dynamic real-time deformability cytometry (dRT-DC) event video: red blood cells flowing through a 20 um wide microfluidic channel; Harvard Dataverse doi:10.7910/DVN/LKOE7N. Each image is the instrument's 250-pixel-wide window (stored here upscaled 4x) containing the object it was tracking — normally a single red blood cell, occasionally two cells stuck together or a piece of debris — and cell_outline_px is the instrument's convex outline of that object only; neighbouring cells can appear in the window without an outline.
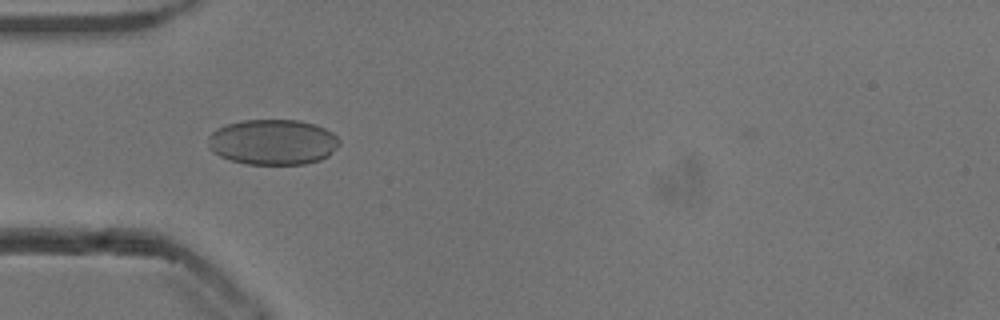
{"species": "common noctule bat (a hibernating species)", "species_latin": "Nyctalus noctula", "temperature_condition": "cold", "stored_images_in_passage": 43, "camera_frame_rate_fps": 3000, "um_per_image_px": 0.085, "animal": {"sex": "male", "body_mass_g": 13.3}, "frame": {"image": 1, "passage_image": 15, "time_ms": 4.667, "image_size_px": [1000, 320], "cell_outline_px": [[340, 144], [328, 156], [320, 160], [304, 164], [248, 164], [232, 160], [220, 156], [212, 152], [208, 148], [208, 136], [216, 128], [224, 124], [240, 120], [300, 120], [316, 124], [332, 132], [340, 140]], "centroid_in_image_um": [23.17, 12.06], "position_along_channel_um": 61.8, "area_um2": 35.08}}
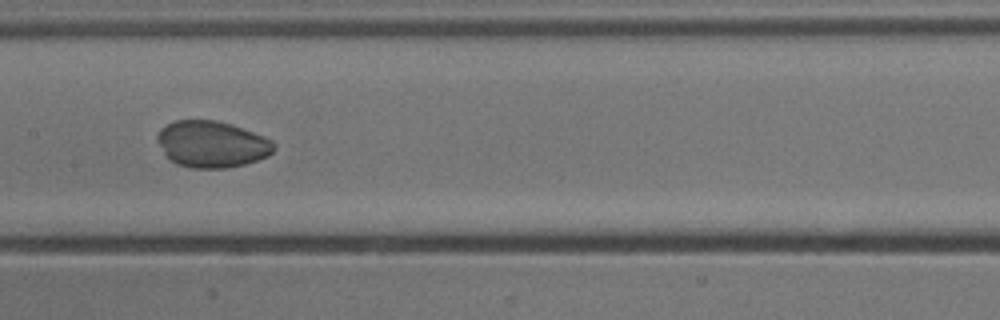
{"frame": {"image": 2, "passage_image": 25, "time_ms": 8.0, "image_size_px": [1000, 320], "cell_outline_px": [[276, 148], [268, 156], [244, 164], [224, 168], [192, 168], [176, 164], [164, 152], [156, 140], [156, 136], [160, 128], [176, 120], [216, 120], [232, 124], [264, 136], [272, 140], [276, 144]], "centroid_in_image_um": [18.02, 12.24], "position_along_channel_um": 189.4, "area_um2": 31.62}}
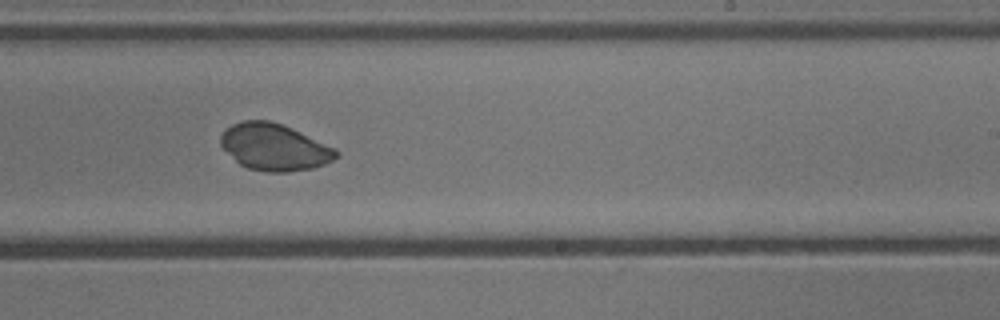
{"frame": {"image": 3, "passage_image": 31, "time_ms": 10.0, "image_size_px": [1000, 320], "cell_outline_px": [[340, 156], [324, 164], [312, 168], [288, 172], [268, 172], [248, 168], [240, 164], [220, 144], [220, 136], [232, 124], [244, 120], [268, 120], [292, 128], [336, 148], [340, 152]], "centroid_in_image_um": [23.36, 12.5], "position_along_channel_um": 265.6, "area_um2": 31.27}}